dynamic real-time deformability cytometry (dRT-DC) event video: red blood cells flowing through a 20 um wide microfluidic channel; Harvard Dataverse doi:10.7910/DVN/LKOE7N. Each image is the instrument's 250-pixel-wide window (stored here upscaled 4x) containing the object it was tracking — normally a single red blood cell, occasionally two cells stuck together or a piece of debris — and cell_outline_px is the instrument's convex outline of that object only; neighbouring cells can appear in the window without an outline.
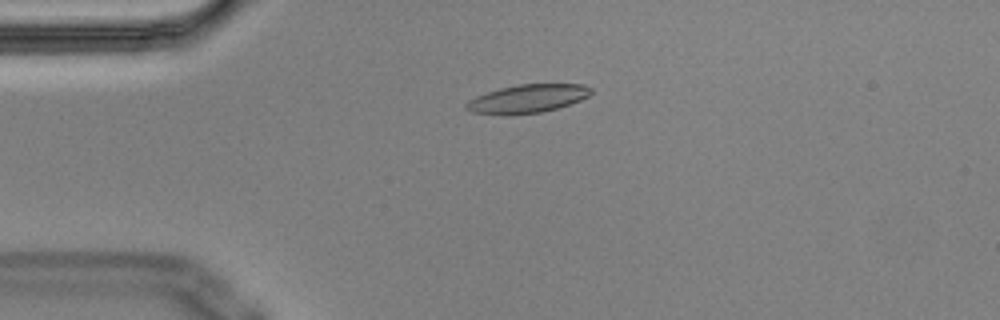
{"species": "Egyptian fruit bat (a non-hibernating species)", "species_latin": "Rousettus aegyptiacus", "temperature_condition": "cold", "stored_images_in_passage": 7, "camera_frame_rate_fps": 3000, "um_per_image_px": 0.085, "animal": {"sex": "male"}, "frame": {"image": 1, "passage_image": 3, "time_ms": 0.667, "image_size_px": [1000, 320], "cell_outline_px": [[592, 92], [588, 96], [580, 100], [556, 108], [540, 112], [508, 116], [472, 112], [464, 108], [464, 104], [468, 100], [476, 96], [500, 88], [520, 84], [584, 84], [592, 88]], "centroid_in_image_um": [44.8, 8.39], "position_along_channel_um": 40.2, "area_um2": 20.69}}
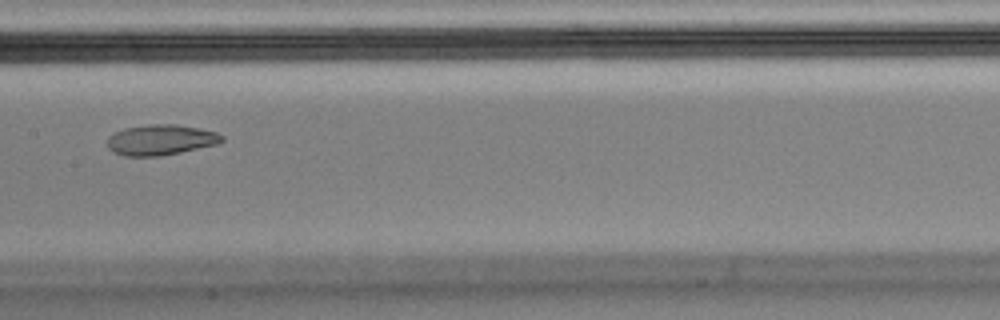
{"frame": {"image": 2, "passage_image": 7, "time_ms": 2.0, "image_size_px": [1000, 320], "cell_outline_px": [[224, 140], [216, 144], [180, 152], [160, 156], [124, 156], [112, 152], [108, 148], [108, 136], [112, 132], [124, 128], [148, 124], [176, 124], [216, 132], [224, 136]], "centroid_in_image_um": [13.61, 11.88], "position_along_channel_um": 193.8, "area_um2": 20.4}}